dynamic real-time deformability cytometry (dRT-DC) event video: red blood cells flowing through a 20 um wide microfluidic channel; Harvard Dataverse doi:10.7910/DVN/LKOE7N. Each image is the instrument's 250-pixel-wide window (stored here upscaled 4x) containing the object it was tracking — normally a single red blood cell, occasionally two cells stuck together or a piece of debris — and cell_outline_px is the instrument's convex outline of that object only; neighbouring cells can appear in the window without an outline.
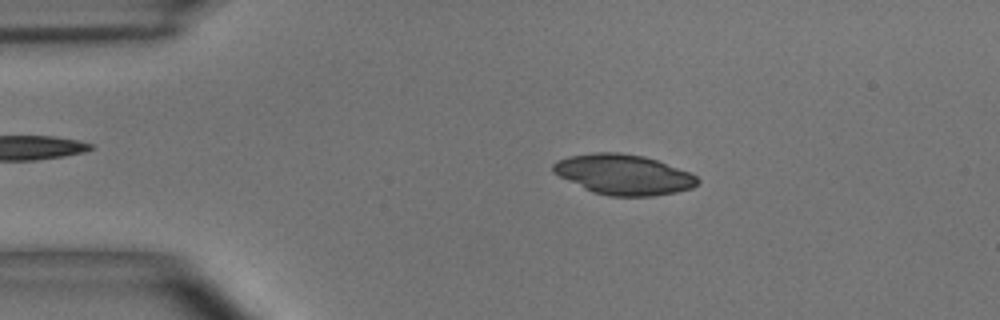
{"species": "common noctule bat (a hibernating species)", "species_latin": "Nyctalus noctula", "temperature_condition": "room temperature", "stored_images_in_passage": 52, "camera_frame_rate_fps": 3000, "um_per_image_px": 0.085, "animal": {"sex": "male", "body_mass_g": 15.6}, "frame": {"image": 1, "passage_image": 9, "time_ms": 2.667, "image_size_px": [1000, 320], "cell_outline_px": [[700, 180], [692, 188], [676, 192], [652, 196], [608, 196], [592, 192], [552, 172], [552, 164], [556, 160], [568, 156], [592, 152], [620, 152], [644, 156], [656, 160], [688, 172], [696, 176]], "centroid_in_image_um": [52.96, 14.83], "position_along_channel_um": 32.0, "area_um2": 33.76}}
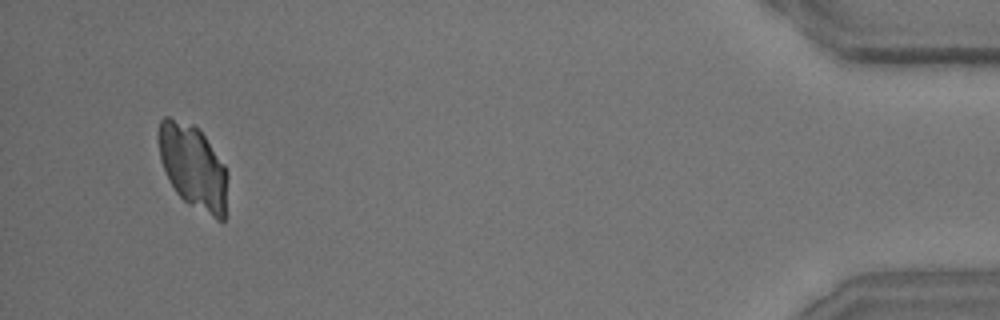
{"frame": {"image": 2, "passage_image": 50, "time_ms": 16.333, "image_size_px": [1000, 320], "cell_outline_px": [[228, 176], [224, 220], [216, 220], [188, 204], [176, 192], [160, 160], [160, 120], [164, 116], [168, 116], [192, 124], [204, 136], [224, 164], [228, 172]], "centroid_in_image_um": [16.45, 14.21], "position_along_channel_um": 418.7, "area_um2": 33.47}}